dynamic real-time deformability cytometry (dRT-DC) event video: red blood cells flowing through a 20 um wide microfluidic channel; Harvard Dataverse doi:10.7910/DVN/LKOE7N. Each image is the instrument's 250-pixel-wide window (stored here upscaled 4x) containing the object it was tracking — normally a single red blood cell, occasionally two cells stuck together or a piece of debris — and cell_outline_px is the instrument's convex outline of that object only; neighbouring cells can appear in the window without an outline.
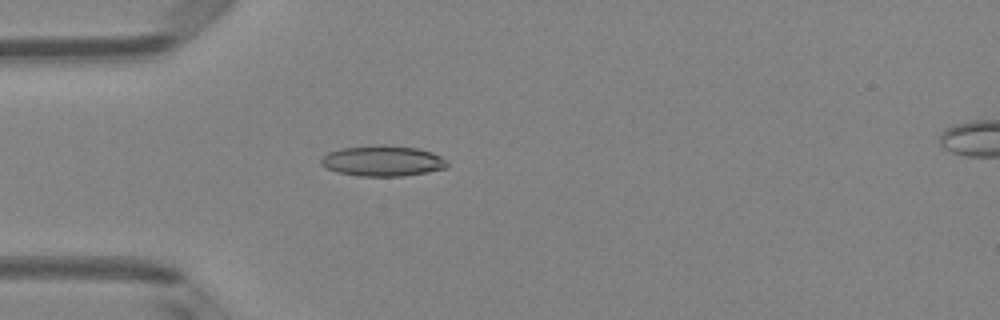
{"species": "Egyptian fruit bat (a non-hibernating species)", "species_latin": "Rousettus aegyptiacus", "temperature_condition": "room temperature", "stored_images_in_passage": 1, "camera_frame_rate_fps": 3000, "um_per_image_px": 0.085, "animal": {"sex": "female"}, "frame": {"image": 1, "passage_image": 1, "time_ms": 0.0, "image_size_px": [1000, 320], "cell_outline_px": [[448, 164], [444, 168], [428, 172], [404, 176], [360, 176], [336, 172], [320, 164], [320, 160], [328, 152], [344, 148], [384, 144], [416, 148], [432, 152], [448, 160]], "centroid_in_image_um": [32.54, 13.68], "position_along_channel_um": 52.5, "area_um2": 22.48}}